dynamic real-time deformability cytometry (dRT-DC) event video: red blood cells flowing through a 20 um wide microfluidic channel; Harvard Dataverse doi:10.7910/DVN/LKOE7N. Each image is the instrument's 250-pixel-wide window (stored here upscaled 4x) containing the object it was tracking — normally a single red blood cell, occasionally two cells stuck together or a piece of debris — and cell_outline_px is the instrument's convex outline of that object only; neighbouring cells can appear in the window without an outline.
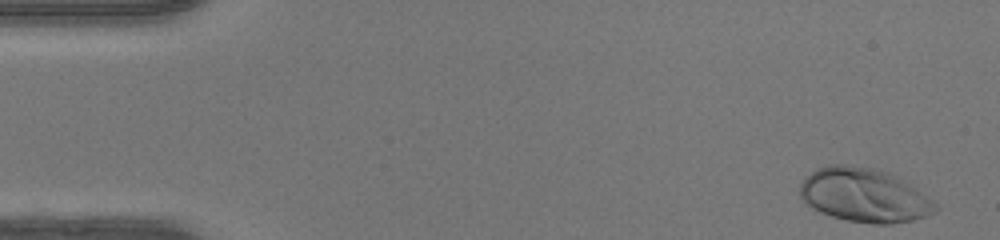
{"species": "human", "species_latin": "Homo sapiens", "temperature_condition": "warm", "stored_images_in_passage": 46, "camera_frame_rate_fps": 3000, "um_per_image_px": 0.085, "donor": {"sex": "female"}, "frame": {"image": 1, "passage_image": 1, "time_ms": 0.0, "image_size_px": [1000, 240], "cell_outline_px": [[940, 208], [936, 212], [912, 220], [892, 224], [872, 224], [848, 220], [832, 216], [820, 212], [812, 208], [800, 196], [800, 184], [816, 168], [828, 164], [848, 164], [876, 168], [888, 172], [896, 176], [928, 196]], "centroid_in_image_um": [73.47, 16.59], "position_along_channel_um": 11.5, "area_um2": 42.54}}
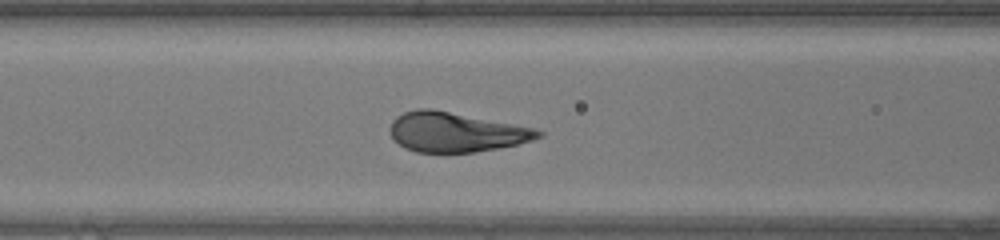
{"frame": {"image": 2, "passage_image": 18, "time_ms": 5.667, "image_size_px": [1000, 240], "cell_outline_px": [[544, 136], [532, 140], [516, 144], [496, 148], [472, 152], [416, 152], [404, 148], [392, 140], [388, 132], [388, 128], [392, 120], [396, 116], [404, 112], [416, 108], [432, 108], [536, 128], [544, 132]], "centroid_in_image_um": [38.69, 11.21], "position_along_channel_um": 127.9, "area_um2": 34.62}}
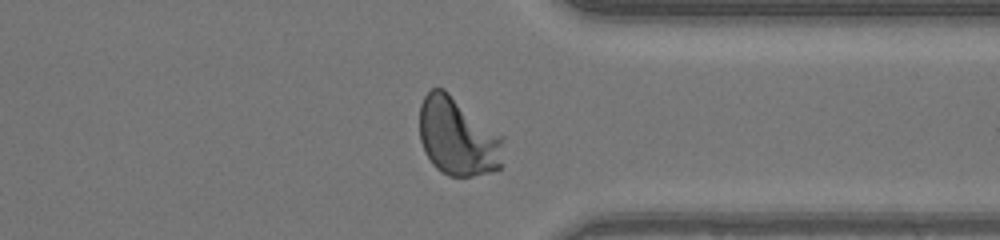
{"frame": {"image": 3, "passage_image": 35, "time_ms": 11.333, "image_size_px": [1000, 240], "cell_outline_px": [[504, 140], [500, 168], [492, 172], [472, 176], [448, 176], [436, 168], [432, 164], [424, 152], [420, 140], [420, 104], [424, 96], [432, 88], [444, 88], [504, 136]], "centroid_in_image_um": [38.91, 11.62], "position_along_channel_um": 372.5, "area_um2": 38.61}}